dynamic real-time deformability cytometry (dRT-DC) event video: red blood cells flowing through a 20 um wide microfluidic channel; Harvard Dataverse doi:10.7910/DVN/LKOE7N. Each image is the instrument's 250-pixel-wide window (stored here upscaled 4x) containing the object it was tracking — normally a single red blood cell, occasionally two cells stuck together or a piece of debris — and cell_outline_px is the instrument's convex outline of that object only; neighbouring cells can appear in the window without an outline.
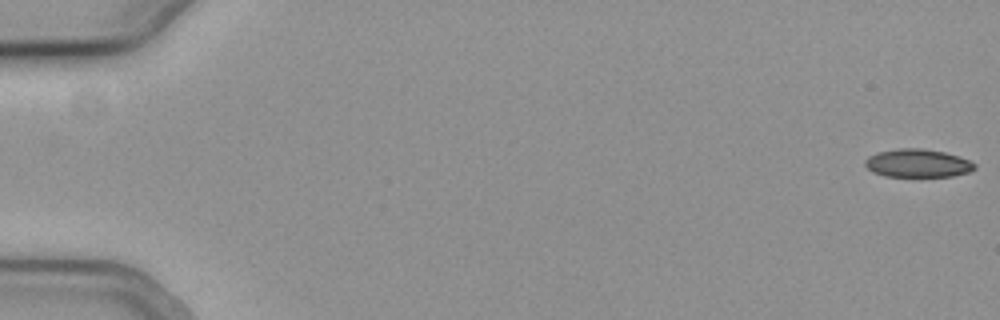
{"species": "common noctule bat (a hibernating species)", "species_latin": "Nyctalus noctula", "temperature_condition": "cold", "stored_images_in_passage": 53, "camera_frame_rate_fps": 3000, "um_per_image_px": 0.085, "animal": {"sex": "female", "body_mass_g": 19.3, "forearm_length_mm": 54.1}, "frame": {"image": 1, "passage_image": 1, "time_ms": 0.0, "image_size_px": [1000, 320], "cell_outline_px": [[976, 168], [968, 172], [952, 176], [884, 176], [872, 172], [864, 164], [864, 160], [868, 156], [876, 152], [896, 148], [924, 148], [944, 152], [960, 156], [976, 164]], "centroid_in_image_um": [77.97, 13.86], "position_along_channel_um": 7.0, "area_um2": 18.15}}
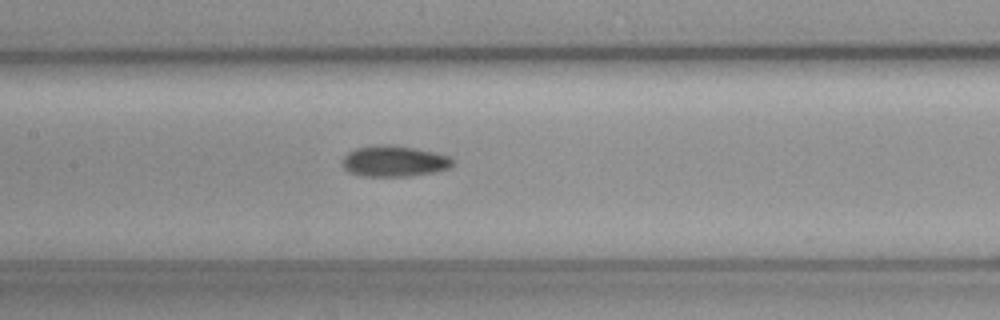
{"frame": {"image": 2, "passage_image": 28, "time_ms": 9.0, "image_size_px": [1000, 320], "cell_outline_px": [[456, 164], [448, 168], [436, 172], [408, 176], [364, 176], [348, 172], [340, 164], [344, 156], [348, 152], [356, 148], [380, 144], [392, 144], [416, 148], [436, 152], [452, 156], [456, 160]], "centroid_in_image_um": [33.55, 13.69], "position_along_channel_um": 173.8, "area_um2": 20.4}}
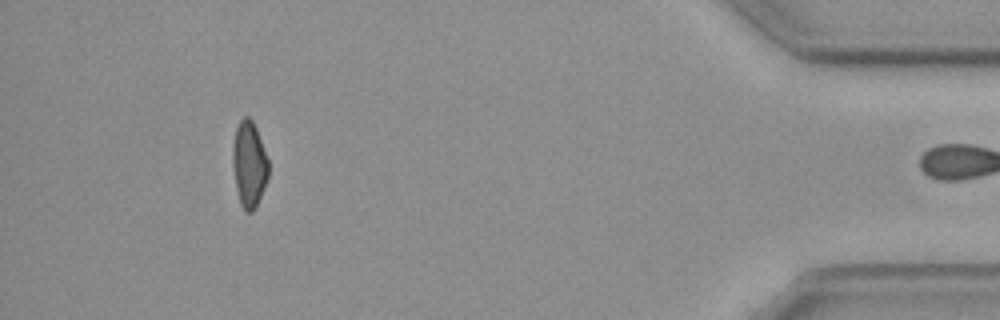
{"frame": {"image": 3, "passage_image": 52, "time_ms": 17.0, "image_size_px": [1000, 320], "cell_outline_px": [[268, 176], [256, 208], [252, 212], [244, 212], [240, 204], [236, 188], [232, 168], [232, 144], [236, 124], [244, 116], [248, 116], [252, 120], [256, 128], [268, 160]], "centroid_in_image_um": [21.14, 13.96], "position_along_channel_um": 414.1, "area_um2": 18.15}}